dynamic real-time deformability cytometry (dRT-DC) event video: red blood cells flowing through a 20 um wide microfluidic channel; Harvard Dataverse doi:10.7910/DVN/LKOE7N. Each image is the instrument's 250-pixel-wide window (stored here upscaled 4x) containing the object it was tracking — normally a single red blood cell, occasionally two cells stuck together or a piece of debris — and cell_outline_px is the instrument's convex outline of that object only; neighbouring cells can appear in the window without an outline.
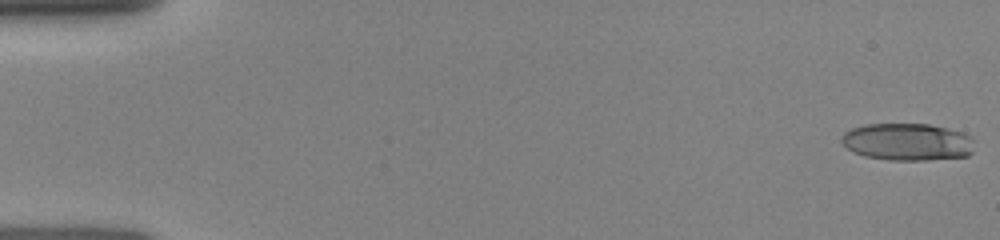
{"species": "human", "species_latin": "Homo sapiens", "temperature_condition": "room temperature", "stored_images_in_passage": 12, "camera_frame_rate_fps": 3000, "um_per_image_px": 0.085, "donor": {"sex": "female"}, "frame": {"image": 1, "passage_image": 1, "time_ms": 0.0, "image_size_px": [1000, 240], "cell_outline_px": [[972, 152], [968, 156], [924, 160], [888, 160], [864, 156], [848, 148], [840, 140], [840, 136], [844, 132], [852, 128], [864, 124], [928, 124], [948, 128], [964, 132], [972, 140]], "centroid_in_image_um": [77.11, 12.05], "position_along_channel_um": 7.9, "area_um2": 28.84}}
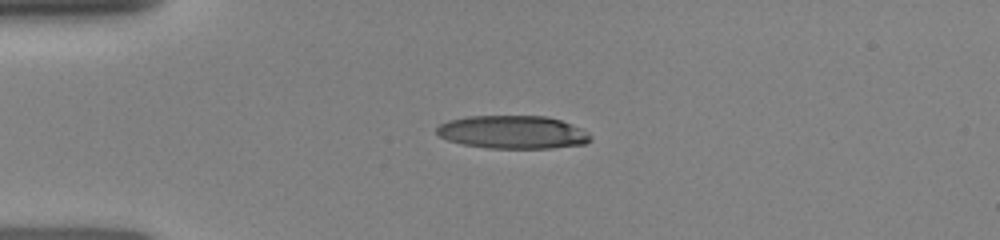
{"frame": {"image": 2, "passage_image": 7, "time_ms": 3.667, "image_size_px": [1000, 240], "cell_outline_px": [[592, 140], [584, 144], [552, 148], [488, 148], [464, 144], [448, 140], [440, 136], [436, 132], [436, 128], [440, 124], [448, 120], [468, 116], [548, 116], [572, 124], [588, 132], [592, 136]], "centroid_in_image_um": [43.6, 11.23], "position_along_channel_um": 41.4, "area_um2": 29.71}}
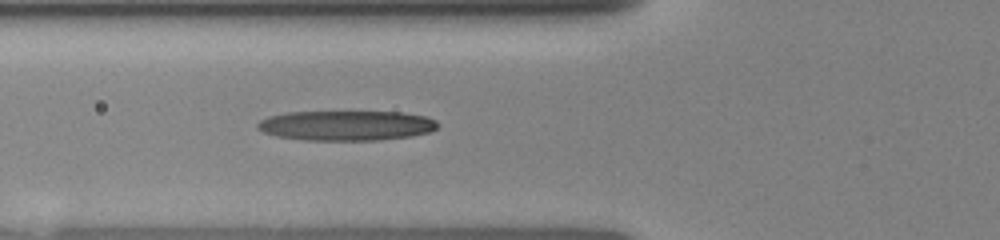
{"frame": {"image": 3, "passage_image": 12, "time_ms": 5.667, "image_size_px": [1000, 240], "cell_outline_px": [[436, 128], [428, 132], [412, 136], [376, 140], [304, 140], [276, 136], [264, 132], [256, 128], [256, 124], [260, 120], [268, 116], [288, 112], [400, 112], [424, 116], [436, 120]], "centroid_in_image_um": [29.38, 10.67], "position_along_channel_um": 96.4, "area_um2": 31.33}}